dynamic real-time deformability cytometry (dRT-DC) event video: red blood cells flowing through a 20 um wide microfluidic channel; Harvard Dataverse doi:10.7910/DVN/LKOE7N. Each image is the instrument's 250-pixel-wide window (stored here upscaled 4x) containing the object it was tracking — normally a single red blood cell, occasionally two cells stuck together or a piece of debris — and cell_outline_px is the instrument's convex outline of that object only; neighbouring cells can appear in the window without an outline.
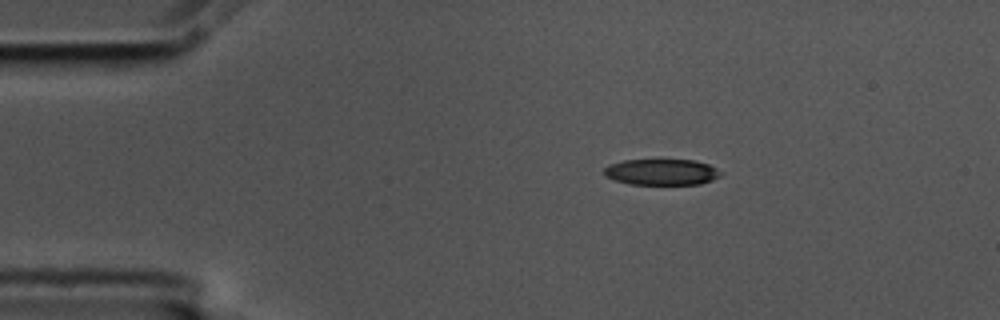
{"species": "common noctule bat (a hibernating species)", "species_latin": "Nyctalus noctula", "temperature_condition": "cold", "stored_images_in_passage": 6, "camera_frame_rate_fps": 3000, "um_per_image_px": 0.085, "animal": {"sex": "male", "body_mass_g": 17.5, "forearm_length_mm": 52.3}, "frame": {"image": 1, "passage_image": 3, "time_ms": 0.667, "image_size_px": [1000, 320], "cell_outline_px": [[724, 172], [720, 176], [712, 180], [700, 184], [628, 184], [612, 180], [604, 176], [604, 168], [608, 164], [624, 160], [696, 160], [708, 164]], "centroid_in_image_um": [56.22, 14.62], "position_along_channel_um": 28.8, "area_um2": 17.92}}
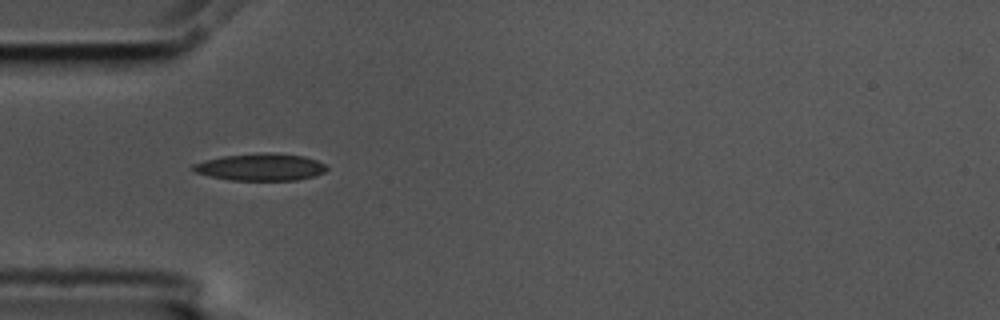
{"frame": {"image": 2, "passage_image": 5, "time_ms": 1.333, "image_size_px": [1000, 320], "cell_outline_px": [[328, 168], [324, 172], [316, 176], [296, 180], [228, 180], [196, 172], [192, 168], [192, 164], [204, 160], [224, 156], [264, 152], [304, 156], [316, 160], [324, 164]], "centroid_in_image_um": [22.17, 14.2], "position_along_channel_um": 62.8, "area_um2": 20.98}}